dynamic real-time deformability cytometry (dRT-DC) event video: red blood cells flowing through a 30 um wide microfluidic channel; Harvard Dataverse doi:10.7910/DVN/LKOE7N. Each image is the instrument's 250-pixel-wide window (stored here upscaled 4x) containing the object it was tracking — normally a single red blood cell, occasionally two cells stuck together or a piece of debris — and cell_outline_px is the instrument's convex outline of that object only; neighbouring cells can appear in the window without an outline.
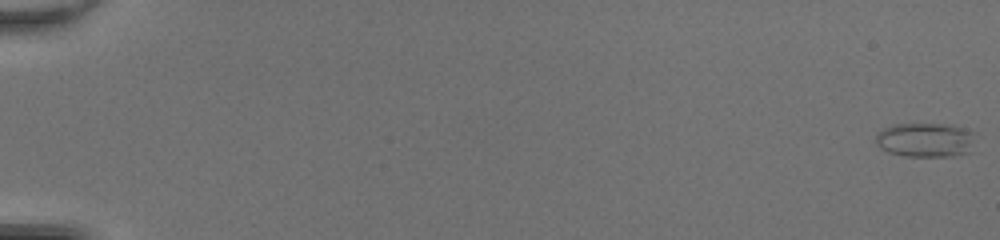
{"species": "common noctule bat (a hibernating species)", "species_latin": "Nyctalus noctula", "temperature_condition": "room temperature", "stored_images_in_passage": 50, "camera_frame_rate_fps": 3000, "um_per_image_px": 0.085, "animal": {"sex": "female", "body_mass_g": 20.0, "forearm_length_mm": 54.0}, "frame": {"image": 1, "passage_image": 1, "time_ms": 0.0, "image_size_px": [1000, 240], "cell_outline_px": [[972, 152], [956, 156], [904, 156], [888, 152], [880, 148], [876, 144], [876, 136], [884, 128], [896, 124], [952, 124], [964, 128], [972, 132]], "centroid_in_image_um": [78.67, 11.9], "position_along_channel_um": 6.3, "area_um2": 19.94}}
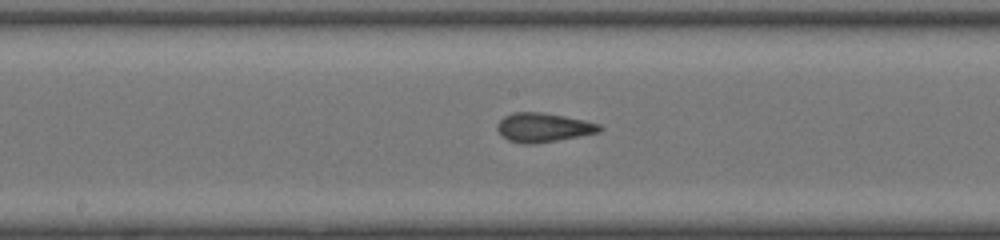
{"frame": {"image": 2, "passage_image": 29, "time_ms": 9.333, "image_size_px": [1000, 240], "cell_outline_px": [[604, 128], [600, 132], [536, 144], [524, 144], [508, 140], [500, 136], [496, 128], [496, 124], [504, 116], [512, 112], [540, 112], [564, 116], [584, 120], [600, 124]], "centroid_in_image_um": [46.15, 10.84], "position_along_channel_um": 202.0, "area_um2": 17.51}}
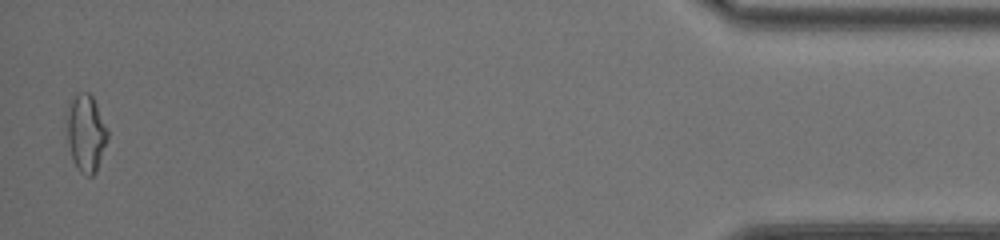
{"frame": {"image": 3, "passage_image": 50, "time_ms": 16.333, "image_size_px": [1000, 240], "cell_outline_px": [[108, 140], [96, 172], [92, 176], [84, 176], [76, 168], [72, 156], [68, 140], [68, 116], [72, 100], [76, 92], [88, 92], [92, 96], [108, 128]], "centroid_in_image_um": [7.35, 11.35], "position_along_channel_um": 427.8, "area_um2": 18.09}, "authors_computed_cell_mechanics": {"area_um2": 17.3978, "velocity_mm_per_s": 4.3382, "shape_relaxation_time_tau1_ms": 10.352, "shape_relaxation_time_tau2_ms": 1.3521, "deformation_change_tau1": 0.2229, "deformation_change_tau2": 0.0798}}